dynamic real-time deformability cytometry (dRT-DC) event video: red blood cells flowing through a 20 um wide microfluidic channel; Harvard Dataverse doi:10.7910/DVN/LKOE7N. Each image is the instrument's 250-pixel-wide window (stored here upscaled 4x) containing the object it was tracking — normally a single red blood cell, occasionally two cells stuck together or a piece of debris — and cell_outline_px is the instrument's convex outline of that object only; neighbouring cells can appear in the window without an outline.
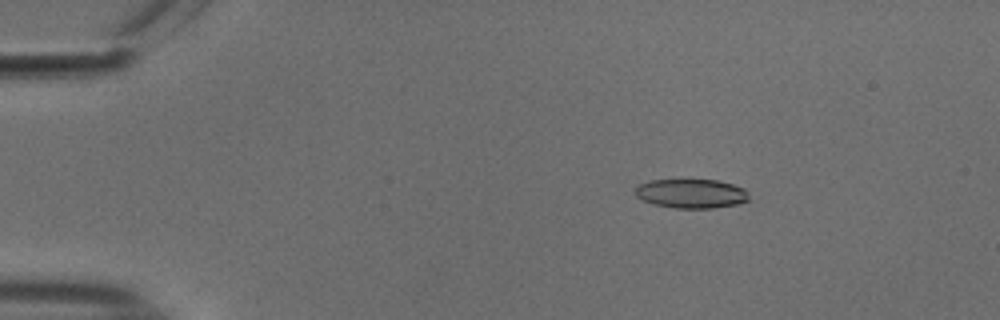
{"species": "common noctule bat (a hibernating species)", "species_latin": "Nyctalus noctula", "temperature_condition": "cold", "stored_images_in_passage": 54, "camera_frame_rate_fps": 3000, "um_per_image_px": 0.085, "animal": {"sex": "male", "body_mass_g": 18.8}, "frame": {"image": 1, "passage_image": 9, "time_ms": 2.667, "image_size_px": [1000, 320], "cell_outline_px": [[752, 200], [736, 204], [716, 208], [676, 208], [652, 204], [636, 196], [636, 188], [640, 184], [648, 180], [716, 180], [732, 184], [744, 188], [748, 192]], "centroid_in_image_um": [58.8, 16.46], "position_along_channel_um": 26.2, "area_um2": 19.42}}
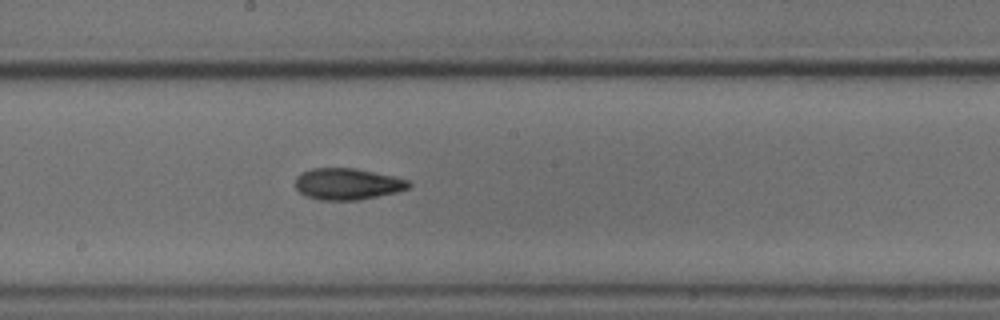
{"frame": {"image": 2, "passage_image": 30, "time_ms": 9.667, "image_size_px": [1000, 320], "cell_outline_px": [[412, 184], [408, 188], [396, 192], [360, 200], [320, 200], [308, 196], [300, 192], [296, 188], [296, 176], [300, 172], [312, 168], [356, 168], [392, 176], [408, 180]], "centroid_in_image_um": [29.52, 15.63], "position_along_channel_um": 218.7, "area_um2": 20.75}}
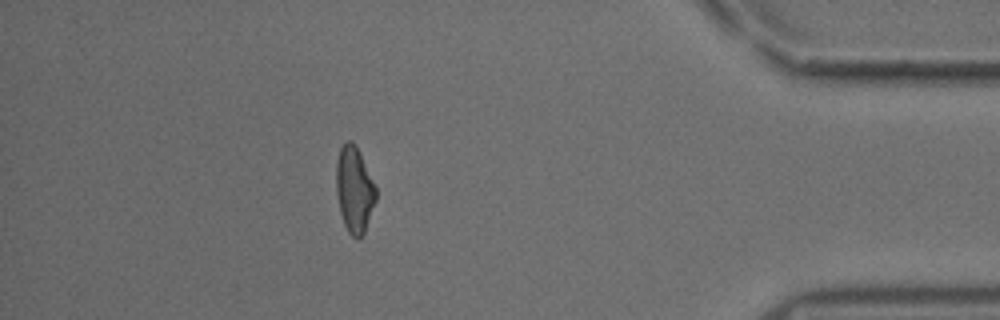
{"frame": {"image": 3, "passage_image": 48, "time_ms": 15.667, "image_size_px": [1000, 320], "cell_outline_px": [[376, 200], [364, 232], [360, 236], [352, 236], [348, 232], [344, 224], [340, 212], [336, 192], [336, 160], [340, 148], [348, 140], [352, 140], [356, 144], [376, 188]], "centroid_in_image_um": [30.1, 16.07], "position_along_channel_um": 405.1, "area_um2": 19.71}, "authors_computed_cell_mechanics": {"area_um2": 20.3745, "velocity_mm_per_s": 3.7839, "shape_relaxation_time_tau1_ms": 6.6218, "shape_relaxation_time_tau2_ms": 4.4809, "deformation_change_tau1": 0.1487, "deformation_change_tau2": 0.1216}}